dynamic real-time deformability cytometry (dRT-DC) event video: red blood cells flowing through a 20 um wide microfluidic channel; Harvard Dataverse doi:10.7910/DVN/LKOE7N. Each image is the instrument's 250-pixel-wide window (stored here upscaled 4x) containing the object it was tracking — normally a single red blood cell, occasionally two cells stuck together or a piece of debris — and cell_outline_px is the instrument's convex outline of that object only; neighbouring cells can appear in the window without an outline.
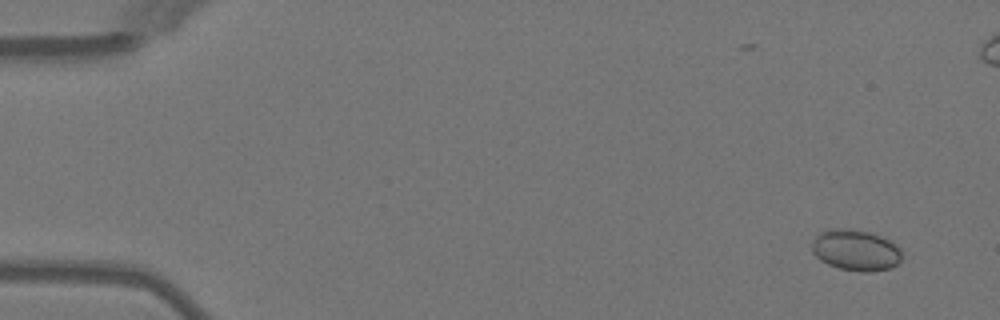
{"species": "Egyptian fruit bat (a non-hibernating species)", "species_latin": "Rousettus aegyptiacus", "temperature_condition": "warm", "stored_images_in_passage": 51, "camera_frame_rate_fps": 3000, "um_per_image_px": 0.085, "animal": {"sex": "female"}, "frame": {"image": 1, "passage_image": 2, "time_ms": 0.333, "image_size_px": [1000, 320], "cell_outline_px": [[904, 252], [900, 260], [892, 268], [872, 272], [860, 272], [840, 268], [828, 264], [820, 260], [812, 252], [812, 240], [820, 232], [832, 228], [852, 228], [872, 232], [896, 244]], "centroid_in_image_um": [72.75, 21.25], "position_along_channel_um": 12.2, "area_um2": 21.91}}
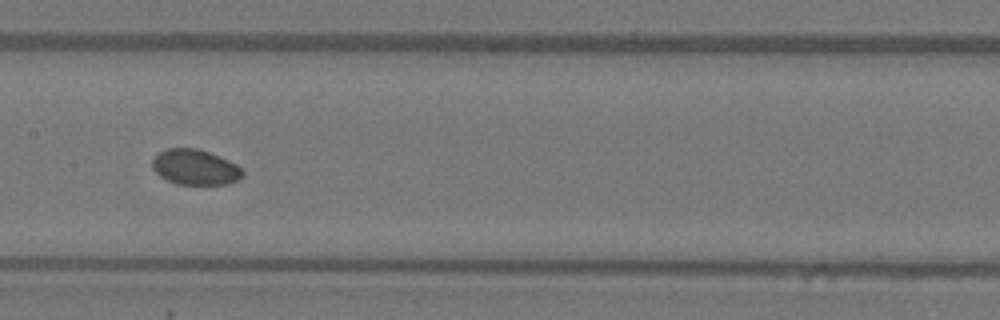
{"frame": {"image": 2, "passage_image": 25, "time_ms": 8.0, "image_size_px": [1000, 320], "cell_outline_px": [[244, 176], [228, 184], [176, 184], [160, 176], [152, 168], [152, 156], [156, 152], [168, 148], [196, 148], [208, 152], [228, 160], [236, 164], [244, 172]], "centroid_in_image_um": [16.54, 14.2], "position_along_channel_um": 190.9, "area_um2": 18.67}}
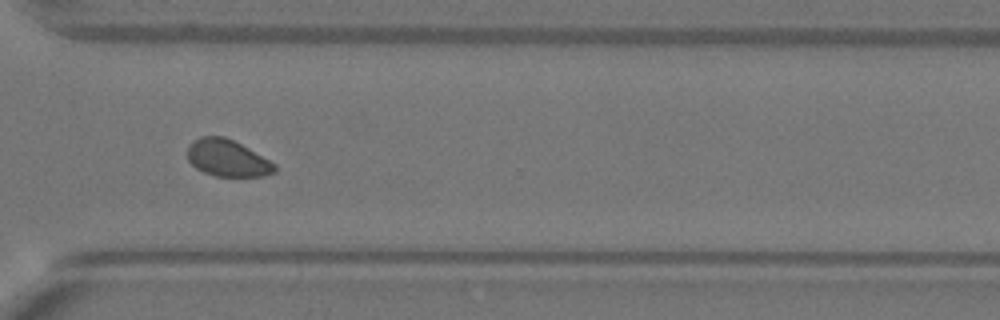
{"frame": {"image": 3, "passage_image": 37, "time_ms": 12.0, "image_size_px": [1000, 320], "cell_outline_px": [[276, 172], [264, 176], [216, 176], [204, 172], [196, 168], [188, 160], [188, 144], [192, 140], [200, 136], [224, 136], [248, 148], [276, 164]], "centroid_in_image_um": [19.31, 13.43], "position_along_channel_um": 351.3, "area_um2": 18.67}}